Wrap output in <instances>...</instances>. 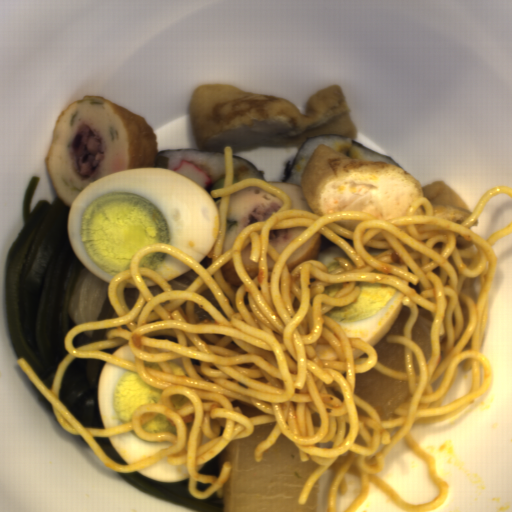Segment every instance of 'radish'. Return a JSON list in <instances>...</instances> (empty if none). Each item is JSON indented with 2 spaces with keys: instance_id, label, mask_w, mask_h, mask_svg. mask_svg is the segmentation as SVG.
Masks as SVG:
<instances>
[{
  "instance_id": "radish-1",
  "label": "radish",
  "mask_w": 512,
  "mask_h": 512,
  "mask_svg": "<svg viewBox=\"0 0 512 512\" xmlns=\"http://www.w3.org/2000/svg\"><path fill=\"white\" fill-rule=\"evenodd\" d=\"M277 422V421H276ZM276 422L254 425L245 438L231 440L221 450V466L231 463V474L223 485L222 512H318L321 477L305 504L298 499L319 464L310 456L302 462L299 448L282 433L257 462L255 449Z\"/></svg>"
},
{
  "instance_id": "radish-2",
  "label": "radish",
  "mask_w": 512,
  "mask_h": 512,
  "mask_svg": "<svg viewBox=\"0 0 512 512\" xmlns=\"http://www.w3.org/2000/svg\"><path fill=\"white\" fill-rule=\"evenodd\" d=\"M354 395L376 408L381 421L400 417L395 410L412 397L408 380L386 376L373 367L355 373Z\"/></svg>"
},
{
  "instance_id": "radish-3",
  "label": "radish",
  "mask_w": 512,
  "mask_h": 512,
  "mask_svg": "<svg viewBox=\"0 0 512 512\" xmlns=\"http://www.w3.org/2000/svg\"><path fill=\"white\" fill-rule=\"evenodd\" d=\"M109 283L83 265L70 297L68 312L75 325L100 321L108 302Z\"/></svg>"
},
{
  "instance_id": "radish-4",
  "label": "radish",
  "mask_w": 512,
  "mask_h": 512,
  "mask_svg": "<svg viewBox=\"0 0 512 512\" xmlns=\"http://www.w3.org/2000/svg\"><path fill=\"white\" fill-rule=\"evenodd\" d=\"M411 314L409 307H403L396 323L373 348L376 351L377 361L386 367L398 372H406L405 346L401 343H388L387 335H398L404 337V326Z\"/></svg>"
},
{
  "instance_id": "radish-5",
  "label": "radish",
  "mask_w": 512,
  "mask_h": 512,
  "mask_svg": "<svg viewBox=\"0 0 512 512\" xmlns=\"http://www.w3.org/2000/svg\"><path fill=\"white\" fill-rule=\"evenodd\" d=\"M433 323L430 310L418 304V317L411 328V340L422 350L426 364L432 356L431 331Z\"/></svg>"
},
{
  "instance_id": "radish-6",
  "label": "radish",
  "mask_w": 512,
  "mask_h": 512,
  "mask_svg": "<svg viewBox=\"0 0 512 512\" xmlns=\"http://www.w3.org/2000/svg\"><path fill=\"white\" fill-rule=\"evenodd\" d=\"M96 329L88 330V331H82L89 339L93 338L94 333Z\"/></svg>"
}]
</instances>
